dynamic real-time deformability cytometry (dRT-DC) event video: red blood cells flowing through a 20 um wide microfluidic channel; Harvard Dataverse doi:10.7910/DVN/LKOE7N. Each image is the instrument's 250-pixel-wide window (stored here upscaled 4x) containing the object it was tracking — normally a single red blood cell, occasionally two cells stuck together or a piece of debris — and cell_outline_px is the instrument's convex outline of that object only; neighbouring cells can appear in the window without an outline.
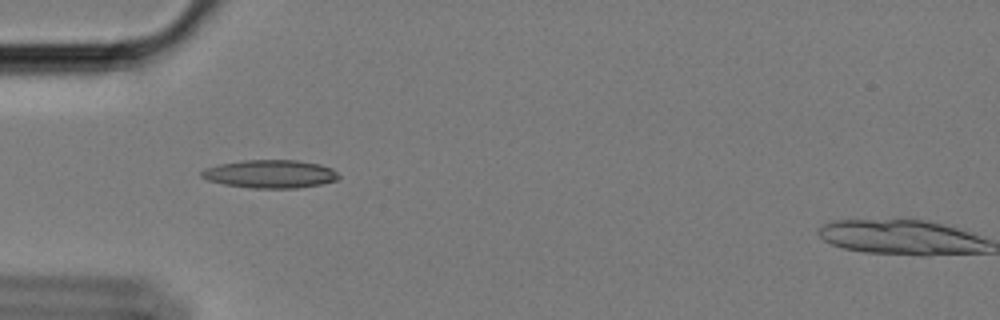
{"species": "Egyptian fruit bat (a non-hibernating species)", "species_latin": "Rousettus aegyptiacus", "temperature_condition": "cold", "stored_images_in_passage": 57, "camera_frame_rate_fps": 3000, "um_per_image_px": 0.085, "animal": {"sex": "female"}, "frame": {"image": 1, "passage_image": 17, "time_ms": 5.333, "image_size_px": [1000, 320], "cell_outline_px": [[340, 176], [336, 180], [320, 184], [296, 188], [248, 188], [224, 184], [208, 180], [200, 176], [200, 172], [204, 168], [220, 164], [244, 160], [296, 160], [320, 164], [332, 168]], "centroid_in_image_um": [22.95, 14.78], "position_along_channel_um": 62.1, "area_um2": 22.48}}
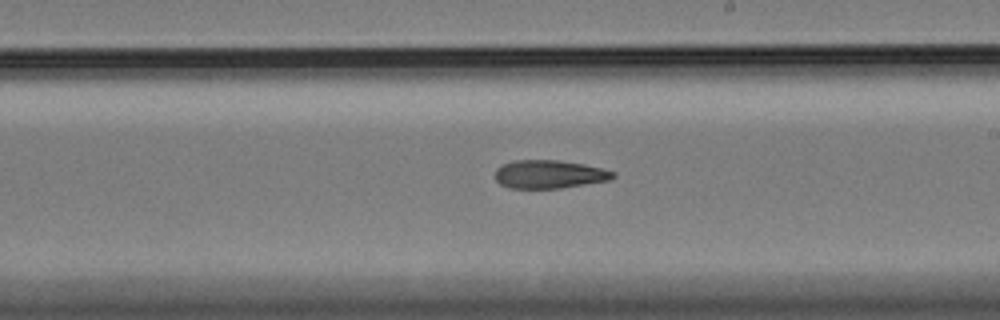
{"frame": {"image": 2, "passage_image": 33, "time_ms": 10.667, "image_size_px": [1000, 320], "cell_outline_px": [[616, 176], [612, 180], [560, 188], [508, 188], [500, 184], [496, 180], [496, 168], [504, 164], [516, 160], [556, 160], [584, 164], [616, 172]], "centroid_in_image_um": [46.71, 14.82], "position_along_channel_um": 242.3, "area_um2": 19.42}}
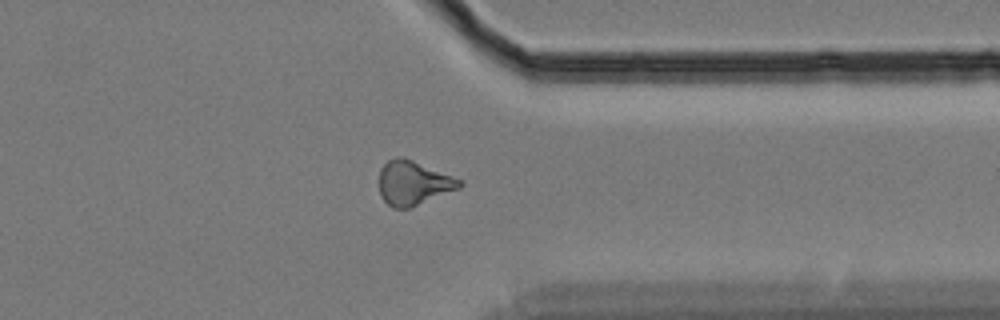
{"frame": {"image": 3, "passage_image": 45, "time_ms": 14.667, "image_size_px": [1000, 320], "cell_outline_px": [[464, 184], [460, 188], [408, 208], [392, 208], [380, 196], [380, 168], [388, 160], [396, 156], [400, 156], [412, 160], [464, 180]], "centroid_in_image_um": [35.14, 15.54], "position_along_channel_um": 376.3, "area_um2": 20.63}, "authors_computed_cell_mechanics": {"area_um2": 20.1144, "velocity_mm_per_s": 3.4176, "shape_relaxation_time_tau1_ms": 9.5692, "shape_relaxation_time_tau2_ms": 10.4876, "deformation_change_tau1": 0.2021, "deformation_change_tau2": 0.2229}}